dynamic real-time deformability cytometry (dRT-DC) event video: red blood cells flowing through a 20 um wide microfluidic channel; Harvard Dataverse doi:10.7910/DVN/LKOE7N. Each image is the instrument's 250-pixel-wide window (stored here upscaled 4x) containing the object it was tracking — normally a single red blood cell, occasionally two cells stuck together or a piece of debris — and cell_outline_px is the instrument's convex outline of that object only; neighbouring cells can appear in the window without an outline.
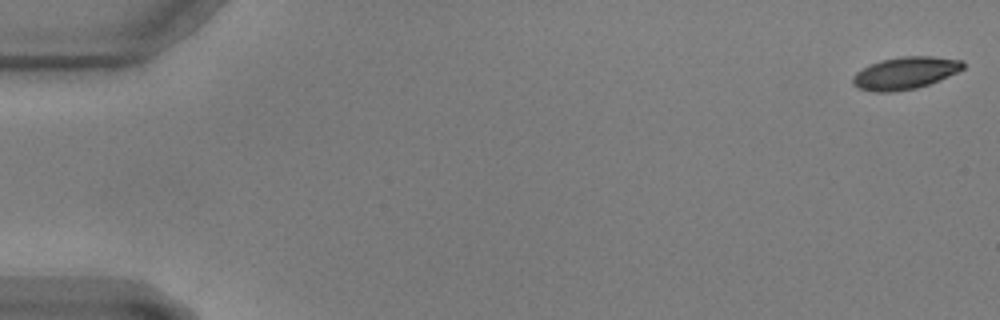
{"species": "common noctule bat (a hibernating species)", "species_latin": "Nyctalus noctula", "temperature_condition": "warm", "stored_images_in_passage": 54, "camera_frame_rate_fps": 3000, "um_per_image_px": 0.085, "animal": {"sex": "male", "body_mass_g": 17.9, "forearm_length_mm": 54.2}, "frame": {"image": 1, "passage_image": 1, "time_ms": 0.0, "image_size_px": [1000, 320], "cell_outline_px": [[964, 68], [940, 80], [916, 88], [892, 92], [872, 92], [856, 88], [852, 84], [852, 76], [856, 72], [880, 60], [900, 56], [932, 56], [964, 60]], "centroid_in_image_um": [76.92, 6.21], "position_along_channel_um": 8.1, "area_um2": 20.87}}
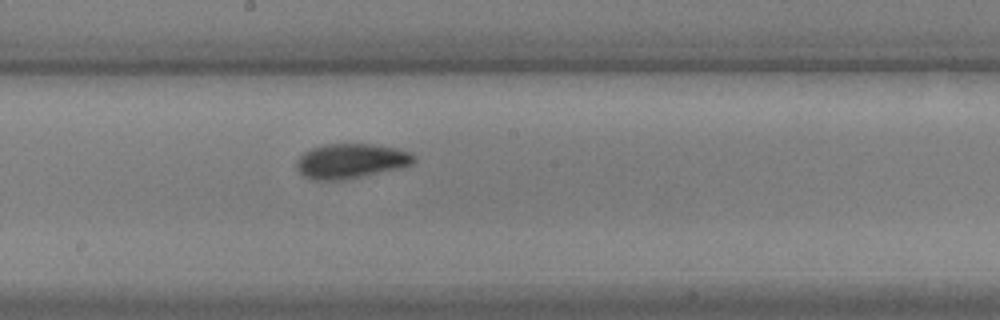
{"frame": {"image": 2, "passage_image": 32, "time_ms": 10.333, "image_size_px": [1000, 320], "cell_outline_px": [[416, 160], [412, 164], [400, 168], [340, 180], [316, 180], [304, 176], [296, 168], [296, 160], [304, 152], [312, 148], [324, 144], [372, 144], [396, 148], [412, 152], [416, 156]], "centroid_in_image_um": [29.84, 13.67], "position_along_channel_um": 218.4, "area_um2": 23.7}}
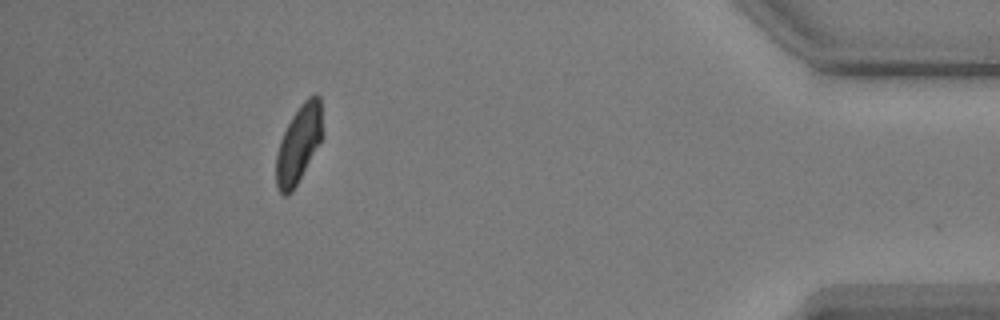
{"frame": {"image": 3, "passage_image": 53, "time_ms": 17.333, "image_size_px": [1000, 320], "cell_outline_px": [[324, 136], [292, 192], [288, 196], [284, 196], [280, 192], [276, 184], [276, 156], [280, 140], [292, 116], [300, 104], [308, 96], [316, 92], [320, 96], [324, 132]], "centroid_in_image_um": [25.42, 12.2], "position_along_channel_um": 409.8, "area_um2": 21.27}}